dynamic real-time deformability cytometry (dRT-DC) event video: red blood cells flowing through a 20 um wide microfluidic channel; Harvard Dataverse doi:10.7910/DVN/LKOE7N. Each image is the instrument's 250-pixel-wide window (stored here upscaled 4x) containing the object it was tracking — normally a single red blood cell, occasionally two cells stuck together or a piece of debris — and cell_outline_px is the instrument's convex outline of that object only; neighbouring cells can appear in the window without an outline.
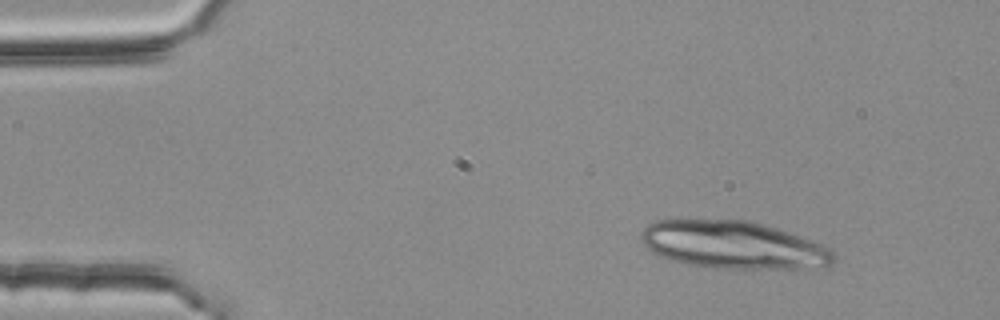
{"species": "common noctule bat (a hibernating species)", "species_latin": "Nyctalus noctula", "temperature_condition": "room temperature", "stored_images_in_passage": 4, "segment_of_instrument_passage": [1, 2], "camera_frame_rate_fps": 3000, "um_per_image_px": 0.085, "animal": {"sex": "female", "body_mass_g": 25.1}, "frame": {"image": 1, "passage_image": 1, "time_ms": 0.0, "image_size_px": [1000, 320], "cell_outline_px": [[836, 260], [832, 264], [796, 268], [720, 268], [684, 264], [668, 260], [660, 256], [648, 248], [644, 244], [640, 236], [644, 228], [648, 224], [656, 220], [748, 220], [764, 224], [820, 244], [836, 252]], "centroid_in_image_um": [62.28, 20.82], "position_along_channel_um": 22.7, "area_um2": 52.89}}